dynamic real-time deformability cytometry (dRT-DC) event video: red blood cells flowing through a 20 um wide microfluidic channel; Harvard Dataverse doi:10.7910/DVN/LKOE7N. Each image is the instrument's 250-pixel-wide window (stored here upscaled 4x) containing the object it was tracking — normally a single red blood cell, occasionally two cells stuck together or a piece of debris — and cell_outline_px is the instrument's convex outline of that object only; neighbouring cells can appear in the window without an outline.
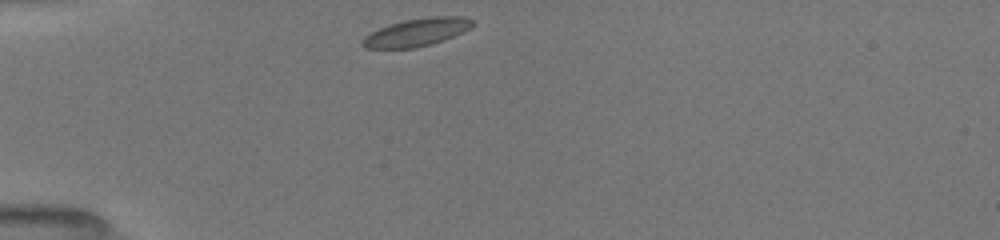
{"species": "common noctule bat (a hibernating species)", "species_latin": "Nyctalus noctula", "temperature_condition": "room temperature", "stored_images_in_passage": 6, "camera_frame_rate_fps": 3000, "um_per_image_px": 0.085, "animal": {"sex": "female", "body_mass_g": 19.5, "forearm_length_mm": 54.1}, "frame": {"image": 1, "passage_image": 1, "time_ms": 0.0, "image_size_px": [1000, 240], "cell_outline_px": [[476, 24], [464, 32], [444, 40], [432, 44], [416, 48], [364, 48], [360, 44], [360, 40], [364, 36], [388, 24], [404, 20], [428, 16], [464, 16], [472, 20]], "centroid_in_image_um": [35.43, 2.74], "position_along_channel_um": 49.6, "area_um2": 18.15}}